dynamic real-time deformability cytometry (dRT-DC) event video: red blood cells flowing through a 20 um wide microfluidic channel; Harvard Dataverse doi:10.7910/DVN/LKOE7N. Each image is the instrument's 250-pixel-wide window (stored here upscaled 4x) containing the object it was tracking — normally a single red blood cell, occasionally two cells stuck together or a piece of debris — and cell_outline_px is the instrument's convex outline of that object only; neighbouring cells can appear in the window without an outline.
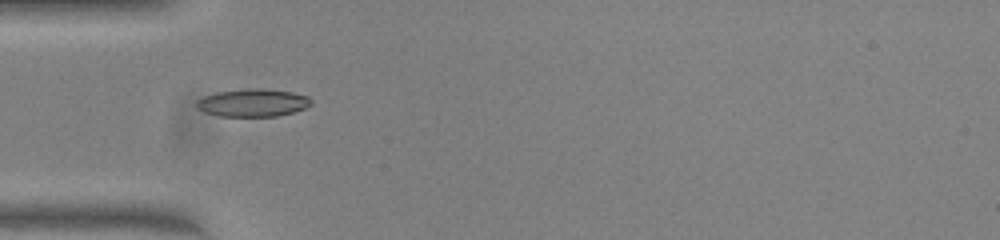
{"species": "common noctule bat (a hibernating species)", "species_latin": "Nyctalus noctula", "temperature_condition": "warm", "stored_images_in_passage": 36, "camera_frame_rate_fps": 3000, "um_per_image_px": 0.085, "animal": {"sex": "female", "body_mass_g": 23.0, "forearm_length_mm": 53.4}, "frame": {"image": 1, "passage_image": 1, "time_ms": 0.0, "image_size_px": [1000, 240], "cell_outline_px": [[312, 104], [304, 108], [292, 112], [276, 116], [220, 116], [204, 112], [196, 108], [196, 100], [204, 96], [220, 92], [244, 88], [260, 88], [292, 92], [308, 96], [312, 100]], "centroid_in_image_um": [21.48, 8.73], "position_along_channel_um": 63.5, "area_um2": 18.5}}
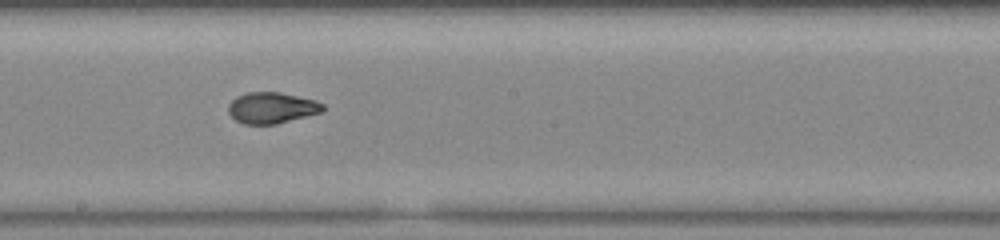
{"frame": {"image": 2, "passage_image": 13, "time_ms": 4.0, "image_size_px": [1000, 240], "cell_outline_px": [[324, 108], [320, 112], [276, 124], [244, 124], [236, 120], [228, 112], [228, 104], [236, 96], [248, 92], [280, 92], [316, 100], [324, 104]], "centroid_in_image_um": [23.07, 9.15], "position_along_channel_um": 225.1, "area_um2": 17.05}}
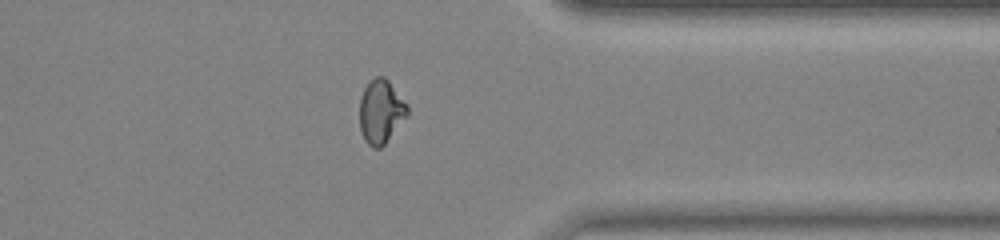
{"frame": {"image": 3, "passage_image": 25, "time_ms": 8.0, "image_size_px": [1000, 240], "cell_outline_px": [[408, 116], [384, 144], [380, 148], [372, 148], [364, 140], [360, 132], [360, 96], [364, 88], [376, 76], [384, 76], [388, 80], [408, 104]], "centroid_in_image_um": [32.38, 9.49], "position_along_channel_um": 379.0, "area_um2": 17.86}, "authors_computed_cell_mechanics": {"area_um2": 17.5712, "velocity_mm_per_s": 4.0613, "shape_relaxation_time_tau1_ms": null, "shape_relaxation_time_tau2_ms": 1.0302, "deformation_change_tau1": null, "deformation_change_tau2": 0.0558}}